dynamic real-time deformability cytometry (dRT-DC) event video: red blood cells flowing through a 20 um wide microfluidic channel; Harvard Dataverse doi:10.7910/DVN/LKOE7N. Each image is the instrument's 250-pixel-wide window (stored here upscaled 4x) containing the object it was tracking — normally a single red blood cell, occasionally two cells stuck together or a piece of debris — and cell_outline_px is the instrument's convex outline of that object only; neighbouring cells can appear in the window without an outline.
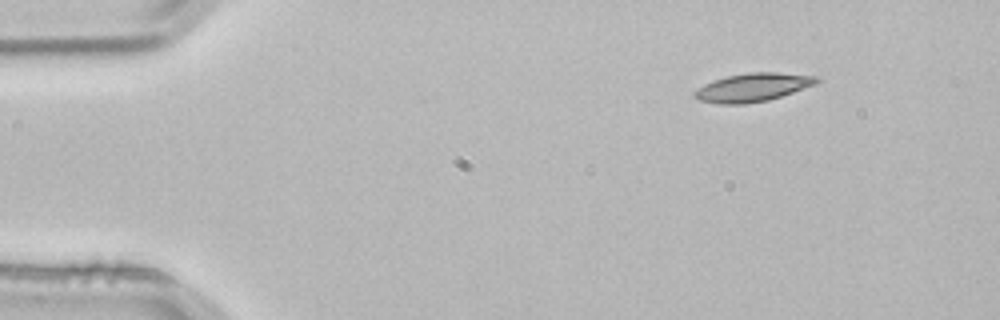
{"species": "common noctule bat (a hibernating species)", "species_latin": "Nyctalus noctula", "temperature_condition": "room temperature", "stored_images_in_passage": 3, "segment_of_instrument_passage": [1, 2], "camera_frame_rate_fps": 3000, "um_per_image_px": 0.085, "animal": {"sex": "male", "body_mass_g": 21.5, "forearm_length_mm": 52.0}, "frame": {"image": 1, "passage_image": 1, "time_ms": 0.0, "image_size_px": [1000, 320], "cell_outline_px": [[820, 80], [816, 84], [768, 100], [744, 104], [720, 104], [700, 100], [692, 96], [692, 92], [704, 84], [712, 80], [728, 76], [748, 72], [776, 72], [816, 76]], "centroid_in_image_um": [63.94, 7.42], "position_along_channel_um": 21.1, "area_um2": 20.11}}